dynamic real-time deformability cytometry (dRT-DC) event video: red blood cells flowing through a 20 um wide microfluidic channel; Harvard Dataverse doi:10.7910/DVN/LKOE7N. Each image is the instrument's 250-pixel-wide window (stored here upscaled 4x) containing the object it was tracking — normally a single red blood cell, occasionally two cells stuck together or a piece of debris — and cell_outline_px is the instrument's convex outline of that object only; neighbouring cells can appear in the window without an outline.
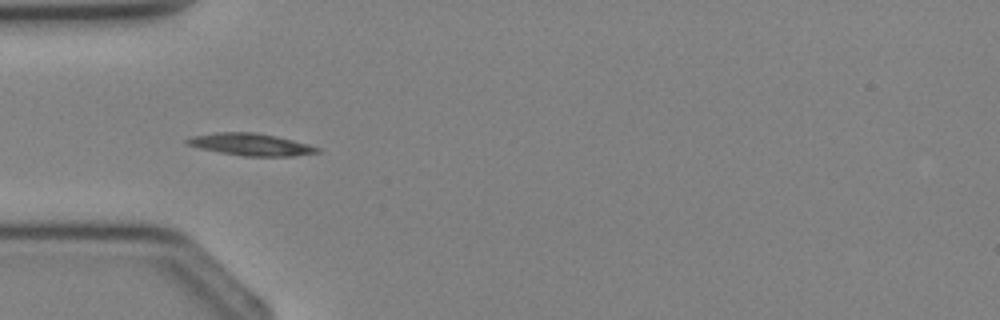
{"species": "Egyptian fruit bat (a non-hibernating species)", "species_latin": "Rousettus aegyptiacus", "temperature_condition": "cold", "stored_images_in_passage": 3, "camera_frame_rate_fps": 3000, "um_per_image_px": 0.085, "animal": {"sex": "female"}, "frame": {"image": 1, "passage_image": 3, "time_ms": 2.333, "image_size_px": [1000, 320], "cell_outline_px": [[320, 152], [292, 156], [244, 156], [220, 152], [200, 148], [184, 144], [184, 140], [192, 136], [216, 132], [252, 132], [276, 136], [308, 144], [320, 148]], "centroid_in_image_um": [21.28, 12.28], "position_along_channel_um": 63.7, "area_um2": 16.7}}